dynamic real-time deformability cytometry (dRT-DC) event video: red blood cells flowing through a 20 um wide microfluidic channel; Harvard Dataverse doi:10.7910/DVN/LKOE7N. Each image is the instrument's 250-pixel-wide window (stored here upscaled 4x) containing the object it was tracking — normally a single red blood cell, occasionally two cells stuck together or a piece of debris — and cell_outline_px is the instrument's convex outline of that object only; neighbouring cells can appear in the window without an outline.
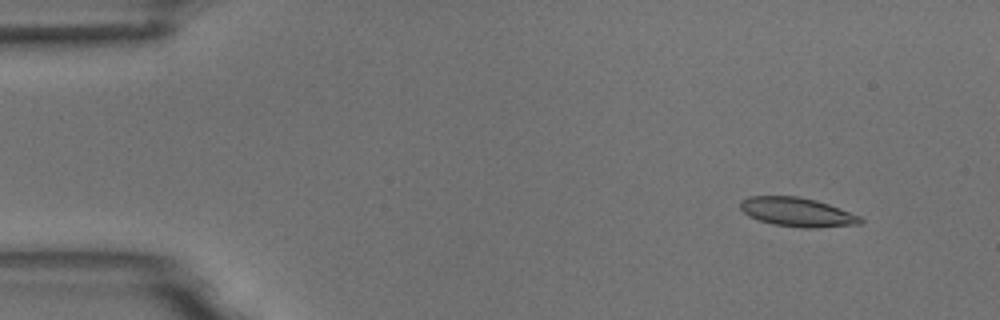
{"species": "common noctule bat (a hibernating species)", "species_latin": "Nyctalus noctula", "temperature_condition": "room temperature", "stored_images_in_passage": 4, "camera_frame_rate_fps": 3000, "um_per_image_px": 0.085, "animal": {"sex": "male", "body_mass_g": 18.8}, "frame": {"image": 1, "passage_image": 1, "time_ms": 0.0, "image_size_px": [1000, 320], "cell_outline_px": [[864, 220], [860, 224], [820, 228], [800, 228], [776, 224], [760, 220], [748, 216], [740, 208], [740, 200], [748, 196], [796, 196], [816, 200], [840, 208], [860, 216]], "centroid_in_image_um": [67.77, 18.03], "position_along_channel_um": 17.2, "area_um2": 20.35}}
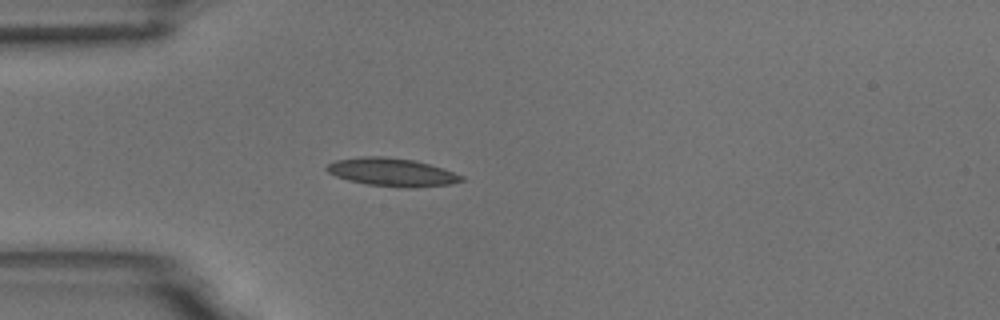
{"frame": {"image": 2, "passage_image": 4, "time_ms": 3.333, "image_size_px": [1000, 320], "cell_outline_px": [[464, 180], [452, 184], [416, 188], [404, 188], [368, 184], [348, 180], [336, 176], [328, 172], [324, 168], [328, 164], [336, 160], [360, 156], [384, 156], [412, 160], [444, 168], [464, 176]], "centroid_in_image_um": [33.34, 14.64], "position_along_channel_um": 51.7, "area_um2": 22.2}}